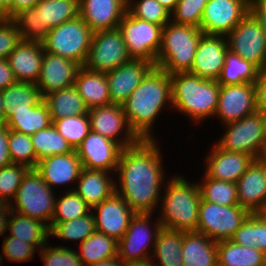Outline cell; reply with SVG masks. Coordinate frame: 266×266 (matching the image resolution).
Returning <instances> with one entry per match:
<instances>
[{
    "mask_svg": "<svg viewBox=\"0 0 266 266\" xmlns=\"http://www.w3.org/2000/svg\"><path fill=\"white\" fill-rule=\"evenodd\" d=\"M159 150L152 138L140 139L121 151L117 166L121 190L116 186V192L135 213L151 214L159 203L164 175Z\"/></svg>",
    "mask_w": 266,
    "mask_h": 266,
    "instance_id": "6da1fadb",
    "label": "cell"
},
{
    "mask_svg": "<svg viewBox=\"0 0 266 266\" xmlns=\"http://www.w3.org/2000/svg\"><path fill=\"white\" fill-rule=\"evenodd\" d=\"M166 102L172 103L171 75L154 66L122 104L131 130L140 139H152L150 127Z\"/></svg>",
    "mask_w": 266,
    "mask_h": 266,
    "instance_id": "7a4b0ae2",
    "label": "cell"
},
{
    "mask_svg": "<svg viewBox=\"0 0 266 266\" xmlns=\"http://www.w3.org/2000/svg\"><path fill=\"white\" fill-rule=\"evenodd\" d=\"M219 90L217 80L202 79L190 72L171 75L172 105L192 120L215 115Z\"/></svg>",
    "mask_w": 266,
    "mask_h": 266,
    "instance_id": "3957f363",
    "label": "cell"
},
{
    "mask_svg": "<svg viewBox=\"0 0 266 266\" xmlns=\"http://www.w3.org/2000/svg\"><path fill=\"white\" fill-rule=\"evenodd\" d=\"M202 34L198 27L168 22L162 29L155 67L170 75L190 72Z\"/></svg>",
    "mask_w": 266,
    "mask_h": 266,
    "instance_id": "277c9868",
    "label": "cell"
},
{
    "mask_svg": "<svg viewBox=\"0 0 266 266\" xmlns=\"http://www.w3.org/2000/svg\"><path fill=\"white\" fill-rule=\"evenodd\" d=\"M183 178L177 176L167 182L159 222L166 229L197 232L201 201L199 184H189Z\"/></svg>",
    "mask_w": 266,
    "mask_h": 266,
    "instance_id": "5b68a950",
    "label": "cell"
},
{
    "mask_svg": "<svg viewBox=\"0 0 266 266\" xmlns=\"http://www.w3.org/2000/svg\"><path fill=\"white\" fill-rule=\"evenodd\" d=\"M92 35L91 28L78 16L51 29L42 45L44 51L71 59L84 66Z\"/></svg>",
    "mask_w": 266,
    "mask_h": 266,
    "instance_id": "8992f818",
    "label": "cell"
},
{
    "mask_svg": "<svg viewBox=\"0 0 266 266\" xmlns=\"http://www.w3.org/2000/svg\"><path fill=\"white\" fill-rule=\"evenodd\" d=\"M14 200L17 208L13 204H9V208L16 214L42 222L44 220L52 221L55 207L52 188L46 184L35 169H29L23 176Z\"/></svg>",
    "mask_w": 266,
    "mask_h": 266,
    "instance_id": "52a82bcc",
    "label": "cell"
},
{
    "mask_svg": "<svg viewBox=\"0 0 266 266\" xmlns=\"http://www.w3.org/2000/svg\"><path fill=\"white\" fill-rule=\"evenodd\" d=\"M225 125L228 131L217 145L226 151L242 152L258 159L266 141V114L258 110Z\"/></svg>",
    "mask_w": 266,
    "mask_h": 266,
    "instance_id": "ba28073f",
    "label": "cell"
},
{
    "mask_svg": "<svg viewBox=\"0 0 266 266\" xmlns=\"http://www.w3.org/2000/svg\"><path fill=\"white\" fill-rule=\"evenodd\" d=\"M249 215L239 205L222 206L201 198L197 232L216 242L230 240Z\"/></svg>",
    "mask_w": 266,
    "mask_h": 266,
    "instance_id": "9c48e42d",
    "label": "cell"
},
{
    "mask_svg": "<svg viewBox=\"0 0 266 266\" xmlns=\"http://www.w3.org/2000/svg\"><path fill=\"white\" fill-rule=\"evenodd\" d=\"M126 49L132 59H143L156 65L163 27L132 16L128 11L119 23Z\"/></svg>",
    "mask_w": 266,
    "mask_h": 266,
    "instance_id": "30bf717a",
    "label": "cell"
},
{
    "mask_svg": "<svg viewBox=\"0 0 266 266\" xmlns=\"http://www.w3.org/2000/svg\"><path fill=\"white\" fill-rule=\"evenodd\" d=\"M227 36L230 52L251 62L260 71L266 69V34L252 14L248 13Z\"/></svg>",
    "mask_w": 266,
    "mask_h": 266,
    "instance_id": "8fae6325",
    "label": "cell"
},
{
    "mask_svg": "<svg viewBox=\"0 0 266 266\" xmlns=\"http://www.w3.org/2000/svg\"><path fill=\"white\" fill-rule=\"evenodd\" d=\"M121 31L116 29L93 32L89 54L84 66L93 71L107 73L129 62Z\"/></svg>",
    "mask_w": 266,
    "mask_h": 266,
    "instance_id": "7c38bea8",
    "label": "cell"
},
{
    "mask_svg": "<svg viewBox=\"0 0 266 266\" xmlns=\"http://www.w3.org/2000/svg\"><path fill=\"white\" fill-rule=\"evenodd\" d=\"M249 13V0H208L201 19L203 34L227 36Z\"/></svg>",
    "mask_w": 266,
    "mask_h": 266,
    "instance_id": "4fadbf2b",
    "label": "cell"
},
{
    "mask_svg": "<svg viewBox=\"0 0 266 266\" xmlns=\"http://www.w3.org/2000/svg\"><path fill=\"white\" fill-rule=\"evenodd\" d=\"M150 216V213H135L130 220L127 231L118 241V257L123 263L151 259L150 256L146 254V249L147 246L150 245V240L151 243L152 241H156L162 226L158 220V222H156L158 224H155L153 229L155 231L151 234L148 225L150 223Z\"/></svg>",
    "mask_w": 266,
    "mask_h": 266,
    "instance_id": "5bb4252c",
    "label": "cell"
},
{
    "mask_svg": "<svg viewBox=\"0 0 266 266\" xmlns=\"http://www.w3.org/2000/svg\"><path fill=\"white\" fill-rule=\"evenodd\" d=\"M258 111L255 83L220 85L218 107L215 115L223 124L238 121Z\"/></svg>",
    "mask_w": 266,
    "mask_h": 266,
    "instance_id": "9a60e30c",
    "label": "cell"
},
{
    "mask_svg": "<svg viewBox=\"0 0 266 266\" xmlns=\"http://www.w3.org/2000/svg\"><path fill=\"white\" fill-rule=\"evenodd\" d=\"M91 131L102 135L114 142H117L122 148L129 147L137 143L140 138L131 130L127 122L123 106L120 104H109L88 109ZM125 127L126 136L123 141L116 140L117 135Z\"/></svg>",
    "mask_w": 266,
    "mask_h": 266,
    "instance_id": "2e32d148",
    "label": "cell"
},
{
    "mask_svg": "<svg viewBox=\"0 0 266 266\" xmlns=\"http://www.w3.org/2000/svg\"><path fill=\"white\" fill-rule=\"evenodd\" d=\"M122 149L117 142L90 131L76 151L83 168L107 172L110 170V174L117 169Z\"/></svg>",
    "mask_w": 266,
    "mask_h": 266,
    "instance_id": "e0dca14e",
    "label": "cell"
},
{
    "mask_svg": "<svg viewBox=\"0 0 266 266\" xmlns=\"http://www.w3.org/2000/svg\"><path fill=\"white\" fill-rule=\"evenodd\" d=\"M81 65L71 59L44 51L39 78L35 83L43 98L52 92L73 86Z\"/></svg>",
    "mask_w": 266,
    "mask_h": 266,
    "instance_id": "ac0fdd59",
    "label": "cell"
},
{
    "mask_svg": "<svg viewBox=\"0 0 266 266\" xmlns=\"http://www.w3.org/2000/svg\"><path fill=\"white\" fill-rule=\"evenodd\" d=\"M225 40L222 35L202 34L190 73L202 79L217 80L229 51Z\"/></svg>",
    "mask_w": 266,
    "mask_h": 266,
    "instance_id": "d6986e66",
    "label": "cell"
},
{
    "mask_svg": "<svg viewBox=\"0 0 266 266\" xmlns=\"http://www.w3.org/2000/svg\"><path fill=\"white\" fill-rule=\"evenodd\" d=\"M92 209L98 211V216L94 215L96 231L104 233L116 241L123 237L130 220L135 215V212L117 192Z\"/></svg>",
    "mask_w": 266,
    "mask_h": 266,
    "instance_id": "ffe728a7",
    "label": "cell"
},
{
    "mask_svg": "<svg viewBox=\"0 0 266 266\" xmlns=\"http://www.w3.org/2000/svg\"><path fill=\"white\" fill-rule=\"evenodd\" d=\"M236 185L239 206L250 214L263 213L266 208V164L254 160Z\"/></svg>",
    "mask_w": 266,
    "mask_h": 266,
    "instance_id": "44dd1931",
    "label": "cell"
},
{
    "mask_svg": "<svg viewBox=\"0 0 266 266\" xmlns=\"http://www.w3.org/2000/svg\"><path fill=\"white\" fill-rule=\"evenodd\" d=\"M154 66L148 60L131 59L129 62L105 73L111 103L122 105Z\"/></svg>",
    "mask_w": 266,
    "mask_h": 266,
    "instance_id": "7402d4cb",
    "label": "cell"
},
{
    "mask_svg": "<svg viewBox=\"0 0 266 266\" xmlns=\"http://www.w3.org/2000/svg\"><path fill=\"white\" fill-rule=\"evenodd\" d=\"M127 11V0H79V16L93 32L116 29Z\"/></svg>",
    "mask_w": 266,
    "mask_h": 266,
    "instance_id": "603a6c76",
    "label": "cell"
},
{
    "mask_svg": "<svg viewBox=\"0 0 266 266\" xmlns=\"http://www.w3.org/2000/svg\"><path fill=\"white\" fill-rule=\"evenodd\" d=\"M254 160L245 153L226 151L216 145L207 157L205 175L211 179L236 183Z\"/></svg>",
    "mask_w": 266,
    "mask_h": 266,
    "instance_id": "cb8c5ba5",
    "label": "cell"
},
{
    "mask_svg": "<svg viewBox=\"0 0 266 266\" xmlns=\"http://www.w3.org/2000/svg\"><path fill=\"white\" fill-rule=\"evenodd\" d=\"M43 56L44 49L41 42L22 40L7 58L17 82L36 83Z\"/></svg>",
    "mask_w": 266,
    "mask_h": 266,
    "instance_id": "d4e9b609",
    "label": "cell"
},
{
    "mask_svg": "<svg viewBox=\"0 0 266 266\" xmlns=\"http://www.w3.org/2000/svg\"><path fill=\"white\" fill-rule=\"evenodd\" d=\"M81 160L76 150L67 154H58L45 157L38 161L35 170L41 175L46 184H67L77 181L82 170Z\"/></svg>",
    "mask_w": 266,
    "mask_h": 266,
    "instance_id": "484cf974",
    "label": "cell"
},
{
    "mask_svg": "<svg viewBox=\"0 0 266 266\" xmlns=\"http://www.w3.org/2000/svg\"><path fill=\"white\" fill-rule=\"evenodd\" d=\"M74 86L88 109L112 104L105 73L81 66L77 72Z\"/></svg>",
    "mask_w": 266,
    "mask_h": 266,
    "instance_id": "4316f807",
    "label": "cell"
},
{
    "mask_svg": "<svg viewBox=\"0 0 266 266\" xmlns=\"http://www.w3.org/2000/svg\"><path fill=\"white\" fill-rule=\"evenodd\" d=\"M104 170H89L82 168L78 188L75 192L91 207L98 205L116 192V183H113Z\"/></svg>",
    "mask_w": 266,
    "mask_h": 266,
    "instance_id": "83f0119b",
    "label": "cell"
},
{
    "mask_svg": "<svg viewBox=\"0 0 266 266\" xmlns=\"http://www.w3.org/2000/svg\"><path fill=\"white\" fill-rule=\"evenodd\" d=\"M181 252L184 266H218L217 242L199 232L184 231Z\"/></svg>",
    "mask_w": 266,
    "mask_h": 266,
    "instance_id": "f1b7e54d",
    "label": "cell"
},
{
    "mask_svg": "<svg viewBox=\"0 0 266 266\" xmlns=\"http://www.w3.org/2000/svg\"><path fill=\"white\" fill-rule=\"evenodd\" d=\"M34 7L40 12L41 43L51 29L79 16V0H40Z\"/></svg>",
    "mask_w": 266,
    "mask_h": 266,
    "instance_id": "f546056e",
    "label": "cell"
},
{
    "mask_svg": "<svg viewBox=\"0 0 266 266\" xmlns=\"http://www.w3.org/2000/svg\"><path fill=\"white\" fill-rule=\"evenodd\" d=\"M52 124L48 106L42 99L35 106H29V110L11 111L5 125L11 130L33 135Z\"/></svg>",
    "mask_w": 266,
    "mask_h": 266,
    "instance_id": "4dcf8cb0",
    "label": "cell"
},
{
    "mask_svg": "<svg viewBox=\"0 0 266 266\" xmlns=\"http://www.w3.org/2000/svg\"><path fill=\"white\" fill-rule=\"evenodd\" d=\"M43 101L48 106L52 122L67 116L88 114V108L74 85L45 95Z\"/></svg>",
    "mask_w": 266,
    "mask_h": 266,
    "instance_id": "1f68e13d",
    "label": "cell"
},
{
    "mask_svg": "<svg viewBox=\"0 0 266 266\" xmlns=\"http://www.w3.org/2000/svg\"><path fill=\"white\" fill-rule=\"evenodd\" d=\"M218 266H266V254L230 240L217 242Z\"/></svg>",
    "mask_w": 266,
    "mask_h": 266,
    "instance_id": "d6a6232c",
    "label": "cell"
},
{
    "mask_svg": "<svg viewBox=\"0 0 266 266\" xmlns=\"http://www.w3.org/2000/svg\"><path fill=\"white\" fill-rule=\"evenodd\" d=\"M184 231L161 227L154 246V254L159 259V266H184L182 243Z\"/></svg>",
    "mask_w": 266,
    "mask_h": 266,
    "instance_id": "836d02e7",
    "label": "cell"
},
{
    "mask_svg": "<svg viewBox=\"0 0 266 266\" xmlns=\"http://www.w3.org/2000/svg\"><path fill=\"white\" fill-rule=\"evenodd\" d=\"M11 214L14 216L9 218L7 227L12 233L10 236L15 237V240L25 241L27 244H47L46 240L50 235L48 221L42 222L18 213L16 215L13 211Z\"/></svg>",
    "mask_w": 266,
    "mask_h": 266,
    "instance_id": "e575fe53",
    "label": "cell"
},
{
    "mask_svg": "<svg viewBox=\"0 0 266 266\" xmlns=\"http://www.w3.org/2000/svg\"><path fill=\"white\" fill-rule=\"evenodd\" d=\"M259 72L260 70L254 64L228 51L217 82L220 85L255 83Z\"/></svg>",
    "mask_w": 266,
    "mask_h": 266,
    "instance_id": "d590c367",
    "label": "cell"
},
{
    "mask_svg": "<svg viewBox=\"0 0 266 266\" xmlns=\"http://www.w3.org/2000/svg\"><path fill=\"white\" fill-rule=\"evenodd\" d=\"M78 257L83 265L95 264L118 256V241L95 231L82 243H80Z\"/></svg>",
    "mask_w": 266,
    "mask_h": 266,
    "instance_id": "8d00e7d4",
    "label": "cell"
},
{
    "mask_svg": "<svg viewBox=\"0 0 266 266\" xmlns=\"http://www.w3.org/2000/svg\"><path fill=\"white\" fill-rule=\"evenodd\" d=\"M5 117L11 111L29 110V106H35L43 98L35 83L16 82L1 91Z\"/></svg>",
    "mask_w": 266,
    "mask_h": 266,
    "instance_id": "74e56055",
    "label": "cell"
},
{
    "mask_svg": "<svg viewBox=\"0 0 266 266\" xmlns=\"http://www.w3.org/2000/svg\"><path fill=\"white\" fill-rule=\"evenodd\" d=\"M231 240L238 245L256 248L266 254V216L263 213L250 214Z\"/></svg>",
    "mask_w": 266,
    "mask_h": 266,
    "instance_id": "f35d334b",
    "label": "cell"
},
{
    "mask_svg": "<svg viewBox=\"0 0 266 266\" xmlns=\"http://www.w3.org/2000/svg\"><path fill=\"white\" fill-rule=\"evenodd\" d=\"M30 137L37 157V163L45 157L67 154L73 151L72 147L58 133L53 124L48 128L37 131L35 134L30 135Z\"/></svg>",
    "mask_w": 266,
    "mask_h": 266,
    "instance_id": "ab89813d",
    "label": "cell"
},
{
    "mask_svg": "<svg viewBox=\"0 0 266 266\" xmlns=\"http://www.w3.org/2000/svg\"><path fill=\"white\" fill-rule=\"evenodd\" d=\"M95 231V218L91 212L77 219L50 224V236L55 235L65 240H80L81 243Z\"/></svg>",
    "mask_w": 266,
    "mask_h": 266,
    "instance_id": "60d3db41",
    "label": "cell"
},
{
    "mask_svg": "<svg viewBox=\"0 0 266 266\" xmlns=\"http://www.w3.org/2000/svg\"><path fill=\"white\" fill-rule=\"evenodd\" d=\"M199 185L200 195L204 201L216 203L222 206L238 204L236 183L211 179L205 175V180Z\"/></svg>",
    "mask_w": 266,
    "mask_h": 266,
    "instance_id": "b9f144b4",
    "label": "cell"
},
{
    "mask_svg": "<svg viewBox=\"0 0 266 266\" xmlns=\"http://www.w3.org/2000/svg\"><path fill=\"white\" fill-rule=\"evenodd\" d=\"M53 125L73 150H76L91 131L88 114L67 116L53 121Z\"/></svg>",
    "mask_w": 266,
    "mask_h": 266,
    "instance_id": "7bdbcfd3",
    "label": "cell"
},
{
    "mask_svg": "<svg viewBox=\"0 0 266 266\" xmlns=\"http://www.w3.org/2000/svg\"><path fill=\"white\" fill-rule=\"evenodd\" d=\"M8 147L12 163L36 168L37 157L30 135L9 129Z\"/></svg>",
    "mask_w": 266,
    "mask_h": 266,
    "instance_id": "ee69618b",
    "label": "cell"
},
{
    "mask_svg": "<svg viewBox=\"0 0 266 266\" xmlns=\"http://www.w3.org/2000/svg\"><path fill=\"white\" fill-rule=\"evenodd\" d=\"M56 201L49 227L51 222H64L83 217L89 214V209H91L74 190L65 193L63 197Z\"/></svg>",
    "mask_w": 266,
    "mask_h": 266,
    "instance_id": "f6af8a7d",
    "label": "cell"
},
{
    "mask_svg": "<svg viewBox=\"0 0 266 266\" xmlns=\"http://www.w3.org/2000/svg\"><path fill=\"white\" fill-rule=\"evenodd\" d=\"M131 0H127V11L134 17L155 23L164 27L170 22V12L157 0H140L130 5Z\"/></svg>",
    "mask_w": 266,
    "mask_h": 266,
    "instance_id": "bcb514c9",
    "label": "cell"
},
{
    "mask_svg": "<svg viewBox=\"0 0 266 266\" xmlns=\"http://www.w3.org/2000/svg\"><path fill=\"white\" fill-rule=\"evenodd\" d=\"M11 19L18 27L22 40L41 42L40 12L35 7L20 10Z\"/></svg>",
    "mask_w": 266,
    "mask_h": 266,
    "instance_id": "7dc6e473",
    "label": "cell"
},
{
    "mask_svg": "<svg viewBox=\"0 0 266 266\" xmlns=\"http://www.w3.org/2000/svg\"><path fill=\"white\" fill-rule=\"evenodd\" d=\"M208 0H179L170 13L174 23L200 28L203 12Z\"/></svg>",
    "mask_w": 266,
    "mask_h": 266,
    "instance_id": "c3c4849f",
    "label": "cell"
},
{
    "mask_svg": "<svg viewBox=\"0 0 266 266\" xmlns=\"http://www.w3.org/2000/svg\"><path fill=\"white\" fill-rule=\"evenodd\" d=\"M28 170L27 166L16 163L0 168V197L8 204H10L8 198H11L10 196L15 198L23 176Z\"/></svg>",
    "mask_w": 266,
    "mask_h": 266,
    "instance_id": "681fc988",
    "label": "cell"
},
{
    "mask_svg": "<svg viewBox=\"0 0 266 266\" xmlns=\"http://www.w3.org/2000/svg\"><path fill=\"white\" fill-rule=\"evenodd\" d=\"M46 246V247H45ZM40 255L46 266H84L78 257L77 251L66 247L56 246L55 248L44 245Z\"/></svg>",
    "mask_w": 266,
    "mask_h": 266,
    "instance_id": "f907efd6",
    "label": "cell"
},
{
    "mask_svg": "<svg viewBox=\"0 0 266 266\" xmlns=\"http://www.w3.org/2000/svg\"><path fill=\"white\" fill-rule=\"evenodd\" d=\"M46 244H27L25 241L15 240V237L7 236L3 240L2 253L10 261L24 262L30 259L35 251V246L42 248Z\"/></svg>",
    "mask_w": 266,
    "mask_h": 266,
    "instance_id": "816d5d0a",
    "label": "cell"
},
{
    "mask_svg": "<svg viewBox=\"0 0 266 266\" xmlns=\"http://www.w3.org/2000/svg\"><path fill=\"white\" fill-rule=\"evenodd\" d=\"M21 41L20 31L11 18L0 21V60L7 59Z\"/></svg>",
    "mask_w": 266,
    "mask_h": 266,
    "instance_id": "f5cc1de1",
    "label": "cell"
},
{
    "mask_svg": "<svg viewBox=\"0 0 266 266\" xmlns=\"http://www.w3.org/2000/svg\"><path fill=\"white\" fill-rule=\"evenodd\" d=\"M9 128L0 126V168L12 164L8 147Z\"/></svg>",
    "mask_w": 266,
    "mask_h": 266,
    "instance_id": "db71d44e",
    "label": "cell"
},
{
    "mask_svg": "<svg viewBox=\"0 0 266 266\" xmlns=\"http://www.w3.org/2000/svg\"><path fill=\"white\" fill-rule=\"evenodd\" d=\"M249 13L260 23L266 34V0H249Z\"/></svg>",
    "mask_w": 266,
    "mask_h": 266,
    "instance_id": "11a10c76",
    "label": "cell"
},
{
    "mask_svg": "<svg viewBox=\"0 0 266 266\" xmlns=\"http://www.w3.org/2000/svg\"><path fill=\"white\" fill-rule=\"evenodd\" d=\"M255 86L258 110L266 114V69L259 72Z\"/></svg>",
    "mask_w": 266,
    "mask_h": 266,
    "instance_id": "9f6ffc18",
    "label": "cell"
},
{
    "mask_svg": "<svg viewBox=\"0 0 266 266\" xmlns=\"http://www.w3.org/2000/svg\"><path fill=\"white\" fill-rule=\"evenodd\" d=\"M17 80L14 77L12 69L9 65L8 59L0 60V91L6 89L12 84H15Z\"/></svg>",
    "mask_w": 266,
    "mask_h": 266,
    "instance_id": "6f0895ef",
    "label": "cell"
},
{
    "mask_svg": "<svg viewBox=\"0 0 266 266\" xmlns=\"http://www.w3.org/2000/svg\"><path fill=\"white\" fill-rule=\"evenodd\" d=\"M40 0H13L12 2V17L23 9L34 7Z\"/></svg>",
    "mask_w": 266,
    "mask_h": 266,
    "instance_id": "680465c9",
    "label": "cell"
},
{
    "mask_svg": "<svg viewBox=\"0 0 266 266\" xmlns=\"http://www.w3.org/2000/svg\"><path fill=\"white\" fill-rule=\"evenodd\" d=\"M84 266H123V262L118 256H115L113 258L103 260L95 264H89Z\"/></svg>",
    "mask_w": 266,
    "mask_h": 266,
    "instance_id": "91938a15",
    "label": "cell"
},
{
    "mask_svg": "<svg viewBox=\"0 0 266 266\" xmlns=\"http://www.w3.org/2000/svg\"><path fill=\"white\" fill-rule=\"evenodd\" d=\"M6 215H11V210L9 206L3 212L0 213V235H3L8 227L9 218L7 219Z\"/></svg>",
    "mask_w": 266,
    "mask_h": 266,
    "instance_id": "94428289",
    "label": "cell"
},
{
    "mask_svg": "<svg viewBox=\"0 0 266 266\" xmlns=\"http://www.w3.org/2000/svg\"><path fill=\"white\" fill-rule=\"evenodd\" d=\"M170 13L175 9L179 0H157Z\"/></svg>",
    "mask_w": 266,
    "mask_h": 266,
    "instance_id": "6125c7cd",
    "label": "cell"
},
{
    "mask_svg": "<svg viewBox=\"0 0 266 266\" xmlns=\"http://www.w3.org/2000/svg\"><path fill=\"white\" fill-rule=\"evenodd\" d=\"M12 2L13 0H0V5L8 13L9 18H12Z\"/></svg>",
    "mask_w": 266,
    "mask_h": 266,
    "instance_id": "be15d7a7",
    "label": "cell"
},
{
    "mask_svg": "<svg viewBox=\"0 0 266 266\" xmlns=\"http://www.w3.org/2000/svg\"><path fill=\"white\" fill-rule=\"evenodd\" d=\"M123 266H155V264L152 263V260L148 259L143 261L123 263Z\"/></svg>",
    "mask_w": 266,
    "mask_h": 266,
    "instance_id": "e7e4bbea",
    "label": "cell"
},
{
    "mask_svg": "<svg viewBox=\"0 0 266 266\" xmlns=\"http://www.w3.org/2000/svg\"><path fill=\"white\" fill-rule=\"evenodd\" d=\"M6 124L5 111L2 103V95L0 91V126Z\"/></svg>",
    "mask_w": 266,
    "mask_h": 266,
    "instance_id": "03108f58",
    "label": "cell"
},
{
    "mask_svg": "<svg viewBox=\"0 0 266 266\" xmlns=\"http://www.w3.org/2000/svg\"><path fill=\"white\" fill-rule=\"evenodd\" d=\"M261 162L265 163L266 164V141H265V144L263 146V149H262V152L258 158Z\"/></svg>",
    "mask_w": 266,
    "mask_h": 266,
    "instance_id": "003e7915",
    "label": "cell"
},
{
    "mask_svg": "<svg viewBox=\"0 0 266 266\" xmlns=\"http://www.w3.org/2000/svg\"><path fill=\"white\" fill-rule=\"evenodd\" d=\"M8 13L0 5V21L8 20Z\"/></svg>",
    "mask_w": 266,
    "mask_h": 266,
    "instance_id": "a7ac6f4b",
    "label": "cell"
},
{
    "mask_svg": "<svg viewBox=\"0 0 266 266\" xmlns=\"http://www.w3.org/2000/svg\"><path fill=\"white\" fill-rule=\"evenodd\" d=\"M9 204L0 197V213L3 212Z\"/></svg>",
    "mask_w": 266,
    "mask_h": 266,
    "instance_id": "89a4df30",
    "label": "cell"
}]
</instances>
